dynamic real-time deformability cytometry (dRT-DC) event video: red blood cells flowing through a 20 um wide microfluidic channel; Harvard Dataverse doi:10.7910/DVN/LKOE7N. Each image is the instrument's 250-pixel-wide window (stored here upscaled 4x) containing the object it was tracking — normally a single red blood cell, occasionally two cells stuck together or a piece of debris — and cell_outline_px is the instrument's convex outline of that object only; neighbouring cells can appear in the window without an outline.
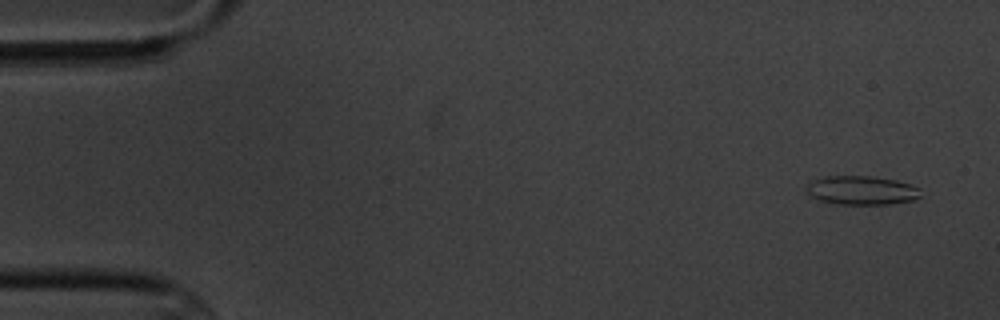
{"species": "common noctule bat (a hibernating species)", "species_latin": "Nyctalus noctula", "temperature_condition": "cold", "stored_images_in_passage": 9, "camera_frame_rate_fps": 3000, "um_per_image_px": 0.085, "animal": {"sex": "male", "body_mass_g": 20.1, "forearm_length_mm": 53.5}, "frame": {"image": 1, "passage_image": 1, "time_ms": 0.0, "image_size_px": [1000, 320], "cell_outline_px": [[920, 196], [916, 200], [888, 204], [840, 204], [820, 200], [812, 196], [808, 192], [808, 184], [812, 180], [824, 176], [868, 176], [896, 180], [912, 184], [920, 188]], "centroid_in_image_um": [73.29, 16.17], "position_along_channel_um": 11.7, "area_um2": 19.13}}
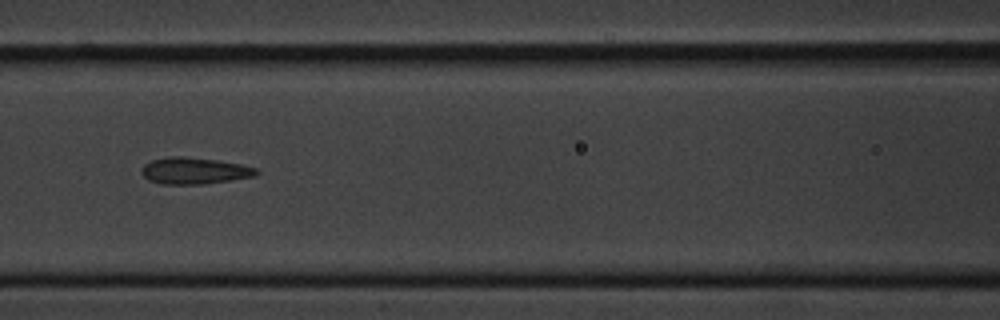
{"frame": {"image": 2, "passage_image": 7, "time_ms": 7.333, "image_size_px": [1000, 320], "cell_outline_px": [[260, 172], [256, 176], [232, 180], [204, 184], [160, 184], [148, 180], [140, 172], [144, 164], [152, 160], [168, 156], [184, 156], [216, 160], [240, 164], [256, 168]], "centroid_in_image_um": [16.51, 14.52], "position_along_channel_um": 150.1, "area_um2": 17.92}}
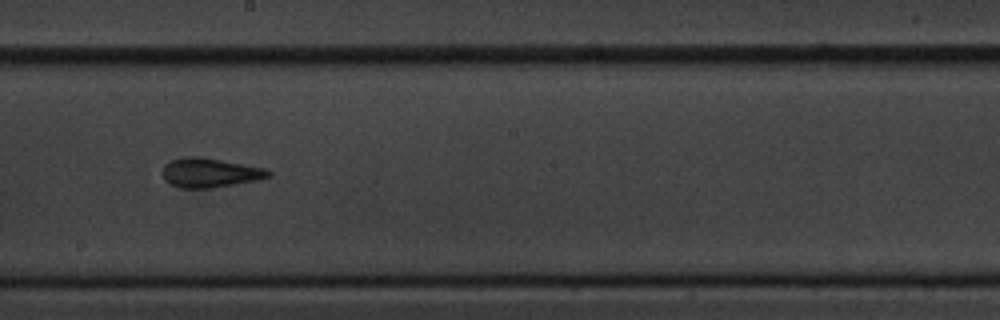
{"frame": {"image": 3, "passage_image": 9, "time_ms": 9.667, "image_size_px": [1000, 320], "cell_outline_px": [[272, 176], [256, 180], [212, 188], [180, 188], [164, 180], [164, 164], [172, 160], [188, 156], [200, 156], [244, 164], [264, 168], [272, 172]], "centroid_in_image_um": [17.86, 14.68], "position_along_channel_um": 230.3, "area_um2": 17.98}}